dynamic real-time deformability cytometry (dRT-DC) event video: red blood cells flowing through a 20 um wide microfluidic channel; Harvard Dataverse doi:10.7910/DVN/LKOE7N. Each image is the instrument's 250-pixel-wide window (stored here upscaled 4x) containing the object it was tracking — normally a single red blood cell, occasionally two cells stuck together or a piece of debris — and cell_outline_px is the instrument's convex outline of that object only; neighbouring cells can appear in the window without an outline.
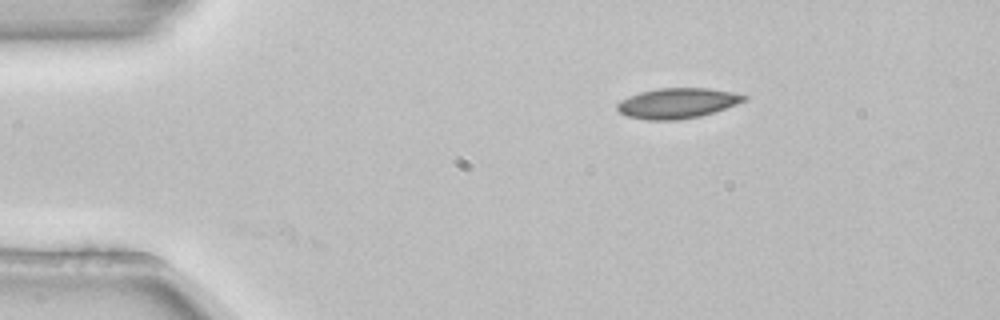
{"species": "common noctule bat (a hibernating species)", "species_latin": "Nyctalus noctula", "temperature_condition": "room temperature", "stored_images_in_passage": 3, "camera_frame_rate_fps": 3000, "um_per_image_px": 0.085, "animal": {"sex": "female", "body_mass_g": 22.7, "forearm_length_mm": 54.2}, "frame": {"image": 1, "passage_image": 1, "time_ms": 0.0, "image_size_px": [1000, 320], "cell_outline_px": [[748, 100], [700, 116], [676, 120], [648, 120], [628, 116], [620, 112], [616, 108], [616, 104], [620, 100], [628, 96], [640, 92], [656, 88], [708, 88], [732, 92], [748, 96]], "centroid_in_image_um": [57.55, 8.76], "position_along_channel_um": 27.4, "area_um2": 22.31}}
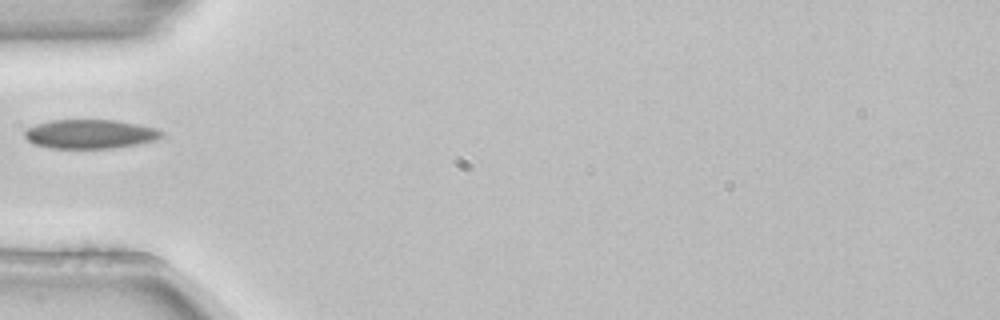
{"frame": {"image": 2, "passage_image": 3, "time_ms": 0.667, "image_size_px": [1000, 320], "cell_outline_px": [[164, 132], [156, 140], [136, 144], [112, 148], [52, 148], [32, 144], [24, 136], [24, 132], [28, 128], [36, 124], [52, 120], [116, 120], [156, 128]], "centroid_in_image_um": [7.63, 11.39], "position_along_channel_um": 77.4, "area_um2": 23.06}}